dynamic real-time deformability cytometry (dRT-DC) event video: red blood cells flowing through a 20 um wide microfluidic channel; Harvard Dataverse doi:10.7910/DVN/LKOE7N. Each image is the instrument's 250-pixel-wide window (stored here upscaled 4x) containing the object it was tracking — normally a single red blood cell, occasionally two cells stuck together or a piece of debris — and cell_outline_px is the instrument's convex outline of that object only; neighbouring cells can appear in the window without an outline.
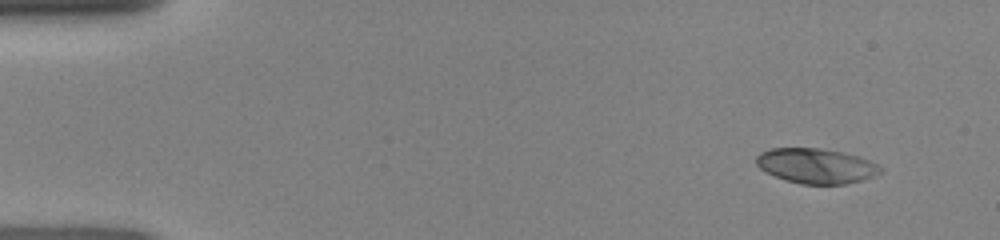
{"species": "human", "species_latin": "Homo sapiens", "temperature_condition": "room temperature", "stored_images_in_passage": 8, "camera_frame_rate_fps": 3000, "um_per_image_px": 0.085, "donor": {"sex": "female"}, "frame": {"image": 1, "passage_image": 1, "time_ms": 0.0, "image_size_px": [1000, 240], "cell_outline_px": [[884, 172], [864, 180], [844, 184], [800, 184], [784, 180], [760, 168], [756, 164], [756, 156], [760, 152], [772, 148], [820, 148], [844, 152], [868, 160], [884, 168]], "centroid_in_image_um": [69.4, 14.1], "position_along_channel_um": 15.6, "area_um2": 25.43}}